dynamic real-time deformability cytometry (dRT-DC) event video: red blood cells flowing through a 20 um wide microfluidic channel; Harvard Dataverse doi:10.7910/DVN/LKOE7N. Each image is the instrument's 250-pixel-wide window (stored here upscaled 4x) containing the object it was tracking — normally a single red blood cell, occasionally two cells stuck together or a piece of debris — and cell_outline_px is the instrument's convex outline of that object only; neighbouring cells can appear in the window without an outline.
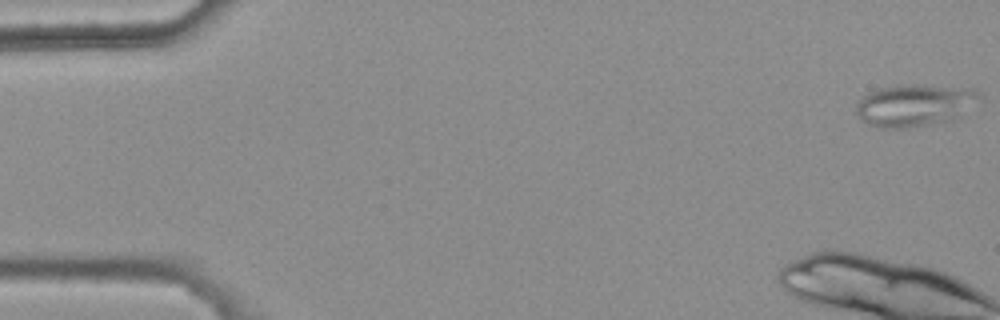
{"species": "common noctule bat (a hibernating species)", "species_latin": "Nyctalus noctula", "temperature_condition": "warm", "stored_images_in_passage": 45, "camera_frame_rate_fps": 3000, "um_per_image_px": 0.085, "animal": {"sex": "female", "body_mass_g": 25.1}, "frame": {"image": 1, "passage_image": 1, "time_ms": 0.0, "image_size_px": [1000, 320], "cell_outline_px": [[984, 96], [980, 100], [960, 116], [952, 120], [908, 128], [876, 128], [860, 120], [856, 112], [856, 100], [868, 92], [880, 88], [900, 84], [912, 84], [972, 88], [980, 92]], "centroid_in_image_um": [77.74, 8.94], "position_along_channel_um": 7.3, "area_um2": 30.92}}